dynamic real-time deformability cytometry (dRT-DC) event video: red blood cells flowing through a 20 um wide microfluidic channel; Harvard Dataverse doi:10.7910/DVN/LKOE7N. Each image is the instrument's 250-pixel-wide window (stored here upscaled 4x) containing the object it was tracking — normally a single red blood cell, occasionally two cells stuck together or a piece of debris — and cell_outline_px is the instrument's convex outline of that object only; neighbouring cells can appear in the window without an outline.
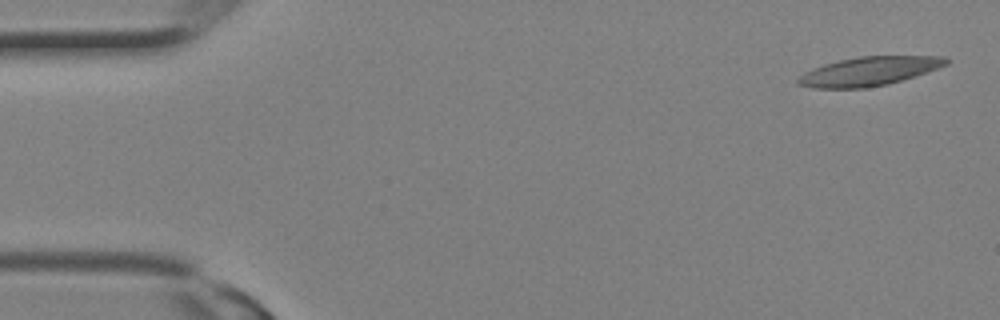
{"species": "Egyptian fruit bat (a non-hibernating species)", "species_latin": "Rousettus aegyptiacus", "temperature_condition": "room temperature", "stored_images_in_passage": 14, "camera_frame_rate_fps": 3000, "um_per_image_px": 0.085, "animal": {"sex": "female"}, "frame": {"image": 1, "passage_image": 1, "time_ms": 0.0, "image_size_px": [1000, 320], "cell_outline_px": [[948, 64], [888, 84], [864, 88], [812, 88], [796, 84], [796, 80], [804, 72], [824, 64], [840, 60], [860, 56], [944, 56], [948, 60]], "centroid_in_image_um": [73.8, 6.06], "position_along_channel_um": 11.2, "area_um2": 24.57}}
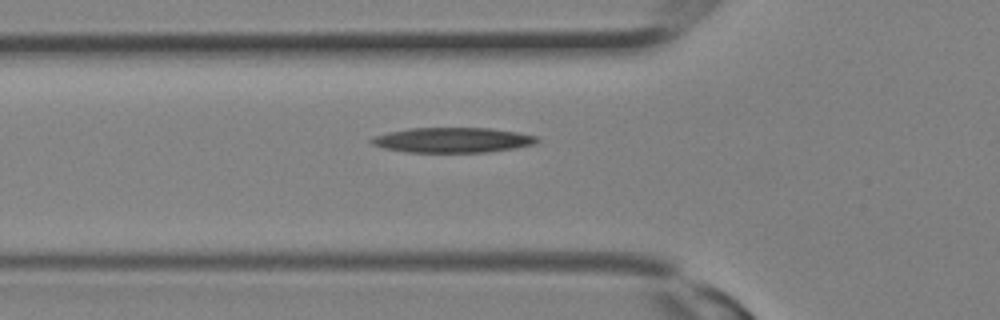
{"frame": {"image": 2, "passage_image": 10, "time_ms": 3.0, "image_size_px": [1000, 320], "cell_outline_px": [[540, 140], [532, 144], [516, 148], [488, 152], [408, 152], [384, 148], [372, 144], [368, 140], [376, 136], [388, 132], [408, 128], [488, 128], [516, 132], [536, 136]], "centroid_in_image_um": [38.45, 11.9], "position_along_channel_um": 87.3, "area_um2": 24.04}}
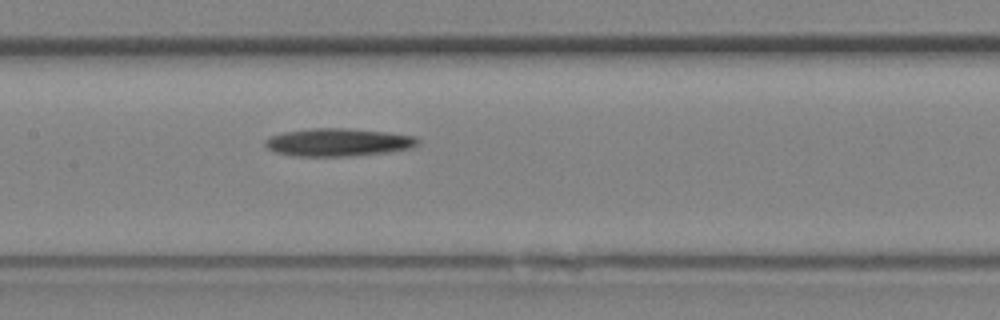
{"frame": {"image": 3, "passage_image": 14, "time_ms": 4.333, "image_size_px": [1000, 320], "cell_outline_px": [[420, 144], [412, 148], [388, 152], [348, 156], [292, 156], [276, 152], [268, 148], [264, 144], [264, 140], [268, 136], [284, 132], [312, 128], [348, 128], [388, 132], [416, 136], [420, 140]], "centroid_in_image_um": [28.76, 12.09], "position_along_channel_um": 178.6, "area_um2": 25.03}}